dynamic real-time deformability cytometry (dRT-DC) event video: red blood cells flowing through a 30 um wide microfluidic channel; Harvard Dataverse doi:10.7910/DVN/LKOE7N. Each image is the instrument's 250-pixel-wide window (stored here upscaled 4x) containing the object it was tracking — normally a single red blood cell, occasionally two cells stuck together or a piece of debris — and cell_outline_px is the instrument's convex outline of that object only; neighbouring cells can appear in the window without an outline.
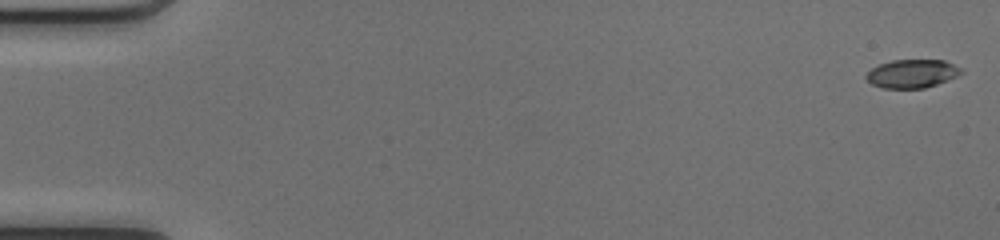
{"species": "common noctule bat (a hibernating species)", "species_latin": "Nyctalus noctula", "temperature_condition": "cold", "stored_images_in_passage": 45, "camera_frame_rate_fps": 3000, "um_per_image_px": 0.085, "animal": {"sex": "female", "body_mass_g": 17.0, "forearm_length_mm": 48.0}, "frame": {"image": 1, "passage_image": 1, "time_ms": 0.0, "image_size_px": [1000, 240], "cell_outline_px": [[964, 72], [956, 76], [936, 84], [924, 88], [884, 88], [872, 84], [864, 76], [872, 68], [880, 64], [892, 60], [944, 60], [960, 68]], "centroid_in_image_um": [77.51, 6.25], "position_along_channel_um": 7.5, "area_um2": 15.49}}
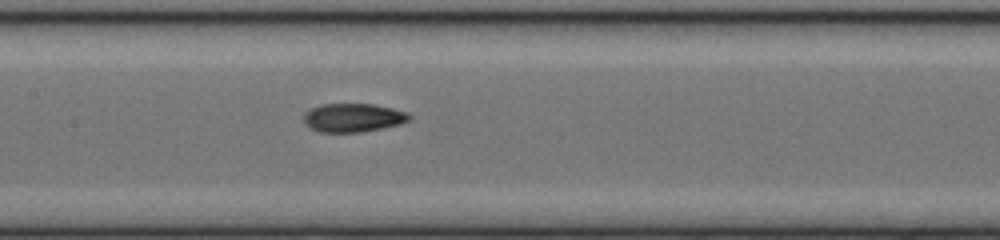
{"frame": {"image": 2, "passage_image": 25, "time_ms": 8.0, "image_size_px": [1000, 240], "cell_outline_px": [[412, 120], [400, 124], [360, 132], [320, 132], [308, 128], [304, 124], [304, 112], [320, 104], [372, 104], [392, 108], [408, 112], [412, 116]], "centroid_in_image_um": [30.01, 10.0], "position_along_channel_um": 177.4, "area_um2": 17.74}}
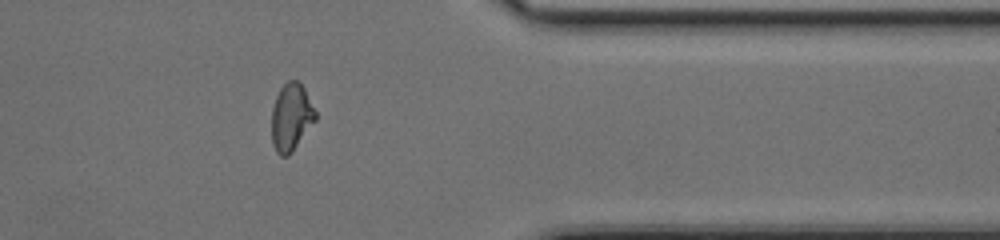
{"frame": {"image": 3, "passage_image": 41, "time_ms": 13.333, "image_size_px": [1000, 240], "cell_outline_px": [[316, 120], [288, 156], [280, 156], [276, 152], [272, 144], [272, 108], [276, 96], [280, 88], [288, 80], [300, 80], [316, 112]], "centroid_in_image_um": [24.74, 9.94], "position_along_channel_um": 386.7, "area_um2": 17.17}, "authors_computed_cell_mechanics": {"area_um2": 17.1666, "velocity_mm_per_s": 4.1935, "shape_relaxation_time_tau1_ms": null, "shape_relaxation_time_tau2_ms": 2.1285, "deformation_change_tau1": null, "deformation_change_tau2": 0.0689}}